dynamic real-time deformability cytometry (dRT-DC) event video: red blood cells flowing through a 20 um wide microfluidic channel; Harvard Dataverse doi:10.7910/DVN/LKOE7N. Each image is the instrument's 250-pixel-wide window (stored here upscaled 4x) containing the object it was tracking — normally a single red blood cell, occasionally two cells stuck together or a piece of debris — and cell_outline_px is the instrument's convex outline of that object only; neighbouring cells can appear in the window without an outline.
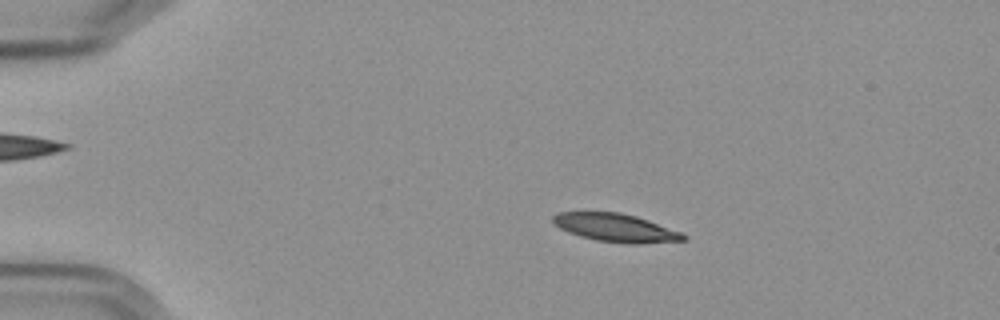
{"species": "Egyptian fruit bat (a non-hibernating species)", "species_latin": "Rousettus aegyptiacus", "temperature_condition": "cold", "stored_images_in_passage": 53, "camera_frame_rate_fps": 3000, "um_per_image_px": 0.085, "frame": {"image": 1, "passage_image": 7, "time_ms": 2.0, "image_size_px": [1000, 320], "cell_outline_px": [[688, 240], [636, 244], [632, 244], [596, 240], [580, 236], [568, 232], [560, 228], [552, 220], [552, 216], [556, 212], [620, 212], [636, 216], [648, 220], [680, 232], [688, 236]], "centroid_in_image_um": [52.34, 19.36], "position_along_channel_um": 32.7, "area_um2": 21.33}}
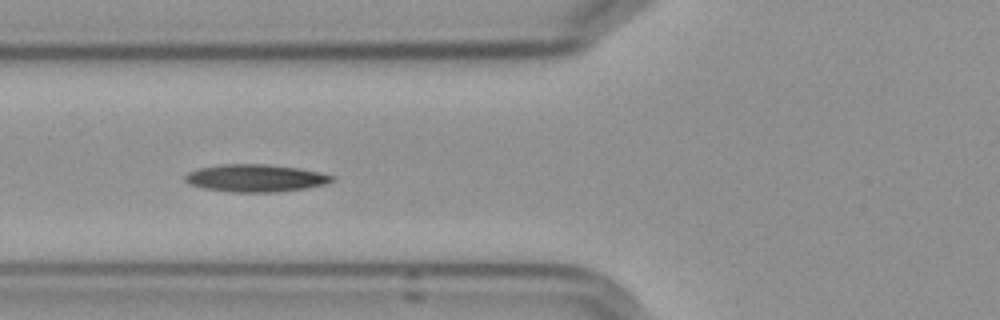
{"frame": {"image": 2, "passage_image": 18, "time_ms": 5.667, "image_size_px": [1000, 320], "cell_outline_px": [[336, 180], [324, 184], [304, 188], [276, 192], [232, 192], [204, 188], [188, 184], [184, 180], [184, 176], [188, 172], [200, 168], [224, 164], [268, 164], [300, 168], [320, 172], [336, 176]], "centroid_in_image_um": [21.74, 15.13], "position_along_channel_um": 104.1, "area_um2": 23.58}}
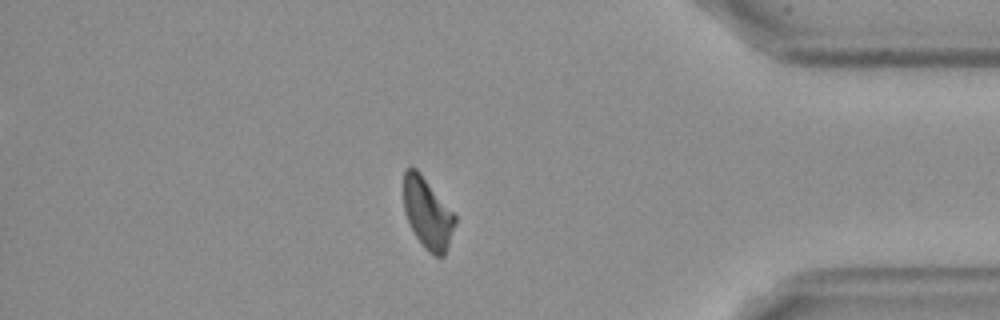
{"frame": {"image": 3, "passage_image": 45, "time_ms": 14.667, "image_size_px": [1000, 320], "cell_outline_px": [[456, 220], [448, 248], [444, 256], [436, 256], [428, 252], [424, 248], [416, 236], [408, 220], [404, 208], [404, 168], [416, 168], [420, 172], [456, 216]], "centroid_in_image_um": [36.34, 18.14], "position_along_channel_um": 398.9, "area_um2": 20.92}, "authors_computed_cell_mechanics": {"area_um2": 22.1374, "velocity_mm_per_s": 3.5766, "shape_relaxation_time_tau1_ms": null, "shape_relaxation_time_tau2_ms": 6.2744, "deformation_change_tau1": null, "deformation_change_tau2": 0.1454}}